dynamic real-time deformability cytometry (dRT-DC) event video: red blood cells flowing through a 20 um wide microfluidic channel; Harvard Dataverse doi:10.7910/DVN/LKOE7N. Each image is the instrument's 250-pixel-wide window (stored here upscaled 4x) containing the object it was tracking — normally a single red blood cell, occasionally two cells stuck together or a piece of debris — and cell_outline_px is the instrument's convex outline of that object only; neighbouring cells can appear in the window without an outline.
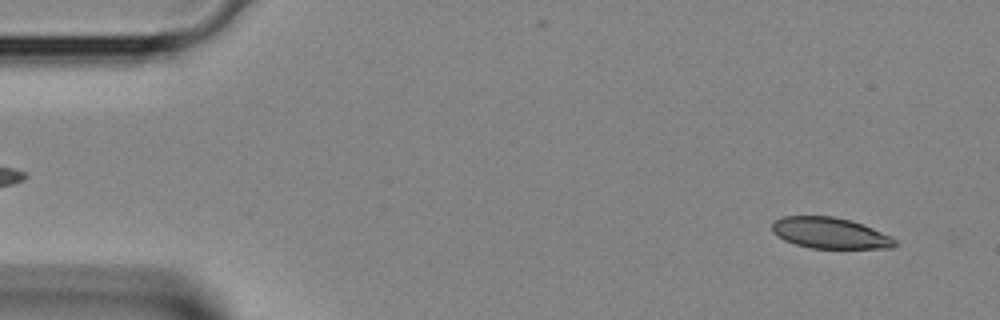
{"species": "Egyptian fruit bat (a non-hibernating species)", "species_latin": "Rousettus aegyptiacus", "temperature_condition": "room temperature", "stored_images_in_passage": 39, "camera_frame_rate_fps": 3000, "um_per_image_px": 0.085, "animal": {"sex": "female"}, "frame": {"image": 1, "passage_image": 2, "time_ms": 0.333, "image_size_px": [1000, 320], "cell_outline_px": [[896, 244], [892, 248], [812, 248], [796, 244], [784, 240], [772, 232], [772, 224], [776, 220], [784, 216], [832, 216], [852, 220], [892, 236], [896, 240]], "centroid_in_image_um": [70.56, 19.8], "position_along_channel_um": 14.4, "area_um2": 22.14}}
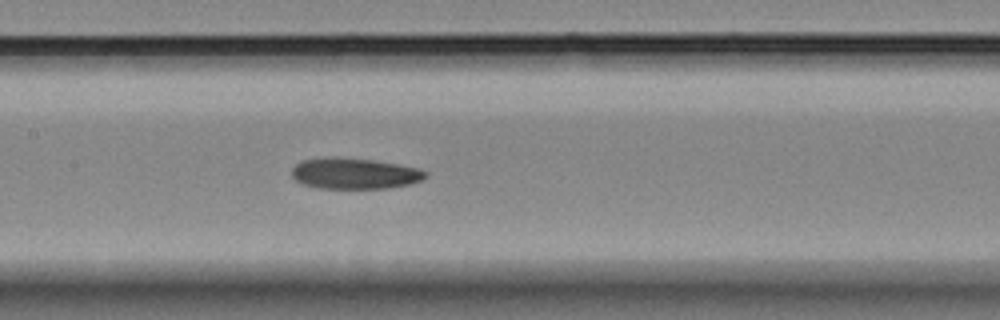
{"frame": {"image": 2, "passage_image": 18, "time_ms": 5.667, "image_size_px": [1000, 320], "cell_outline_px": [[428, 176], [424, 180], [412, 184], [388, 188], [316, 188], [304, 184], [296, 180], [292, 176], [292, 168], [296, 164], [304, 160], [324, 156], [336, 156], [372, 160], [400, 164], [420, 168], [428, 172]], "centroid_in_image_um": [30.18, 14.73], "position_along_channel_um": 177.2, "area_um2": 24.57}}
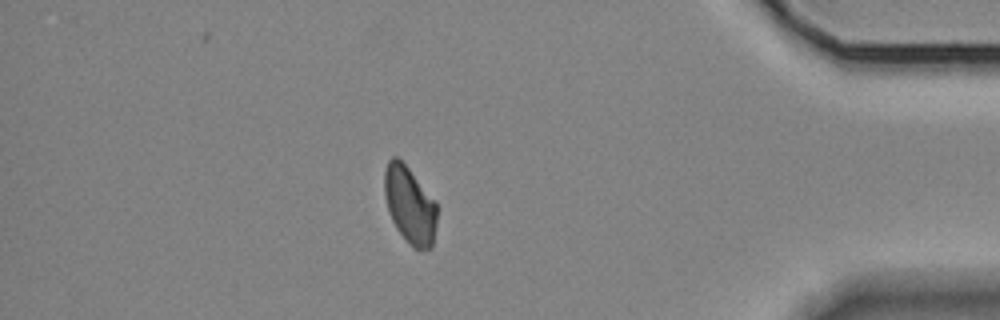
{"frame": {"image": 3, "passage_image": 34, "time_ms": 11.0, "image_size_px": [1000, 320], "cell_outline_px": [[436, 224], [432, 248], [412, 248], [396, 228], [392, 220], [384, 196], [384, 172], [388, 160], [392, 156], [396, 156], [408, 168], [436, 204]], "centroid_in_image_um": [34.8, 17.44], "position_along_channel_um": 400.4, "area_um2": 23.12}}